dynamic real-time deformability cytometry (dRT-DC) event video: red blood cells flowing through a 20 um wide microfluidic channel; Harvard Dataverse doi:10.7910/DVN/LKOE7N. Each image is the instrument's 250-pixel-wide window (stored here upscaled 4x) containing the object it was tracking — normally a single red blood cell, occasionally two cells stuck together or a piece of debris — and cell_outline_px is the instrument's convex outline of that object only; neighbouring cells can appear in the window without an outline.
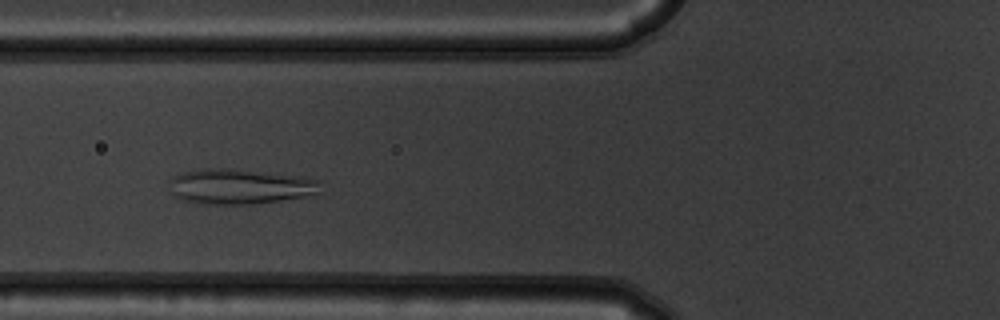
{"species": "common noctule bat (a hibernating species)", "species_latin": "Nyctalus noctula", "temperature_condition": "warm", "stored_images_in_passage": 50, "camera_frame_rate_fps": 3000, "um_per_image_px": 0.085, "animal": {"sex": "male", "body_mass_g": 19.5, "forearm_length_mm": 54.6}, "frame": {"image": 1, "passage_image": 17, "time_ms": 5.333, "image_size_px": [1000, 320], "cell_outline_px": [[320, 192], [304, 196], [280, 200], [252, 204], [200, 204], [184, 200], [176, 196], [172, 192], [168, 180], [172, 176], [184, 172], [204, 168], [232, 168], [300, 176], [320, 180]], "centroid_in_image_um": [20.36, 15.84], "position_along_channel_um": 105.4, "area_um2": 31.04}}
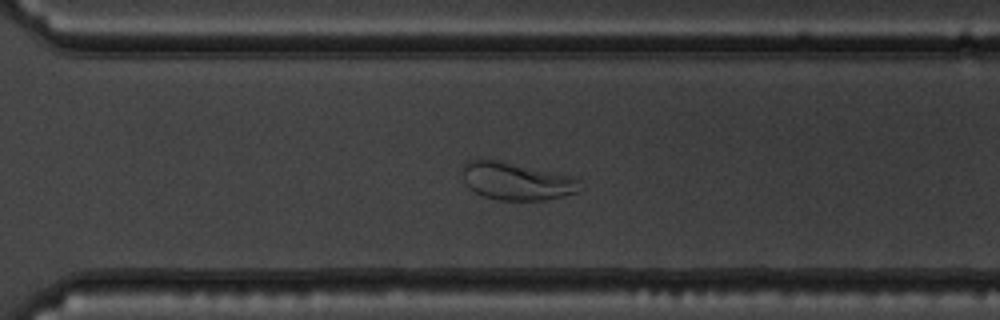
{"frame": {"image": 2, "passage_image": 35, "time_ms": 11.333, "image_size_px": [1000, 320], "cell_outline_px": [[584, 188], [580, 192], [544, 200], [496, 200], [484, 196], [476, 192], [464, 180], [464, 164], [468, 160], [484, 156], [580, 176]], "centroid_in_image_um": [44.03, 15.34], "position_along_channel_um": 326.6, "area_um2": 26.99}}
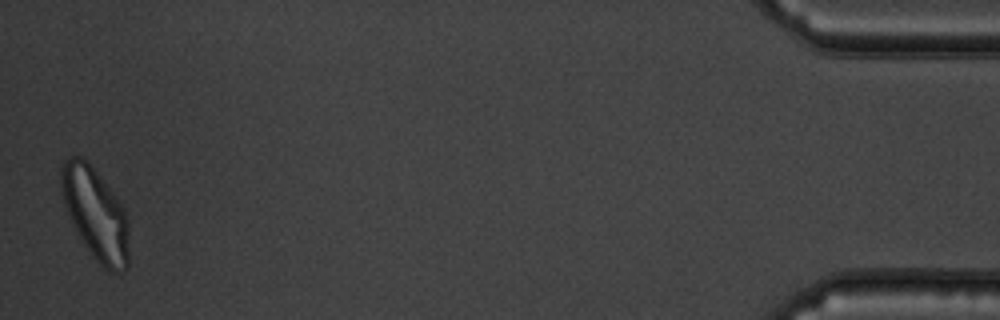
{"frame": {"image": 3, "passage_image": 50, "time_ms": 16.333, "image_size_px": [1000, 320], "cell_outline_px": [[128, 268], [120, 272], [108, 272], [100, 264], [84, 244], [68, 212], [64, 200], [60, 184], [60, 168], [64, 160], [72, 156], [84, 156], [88, 160], [112, 192], [128, 216]], "centroid_in_image_um": [8.13, 18.14], "position_along_channel_um": 427.1, "area_um2": 35.84}}